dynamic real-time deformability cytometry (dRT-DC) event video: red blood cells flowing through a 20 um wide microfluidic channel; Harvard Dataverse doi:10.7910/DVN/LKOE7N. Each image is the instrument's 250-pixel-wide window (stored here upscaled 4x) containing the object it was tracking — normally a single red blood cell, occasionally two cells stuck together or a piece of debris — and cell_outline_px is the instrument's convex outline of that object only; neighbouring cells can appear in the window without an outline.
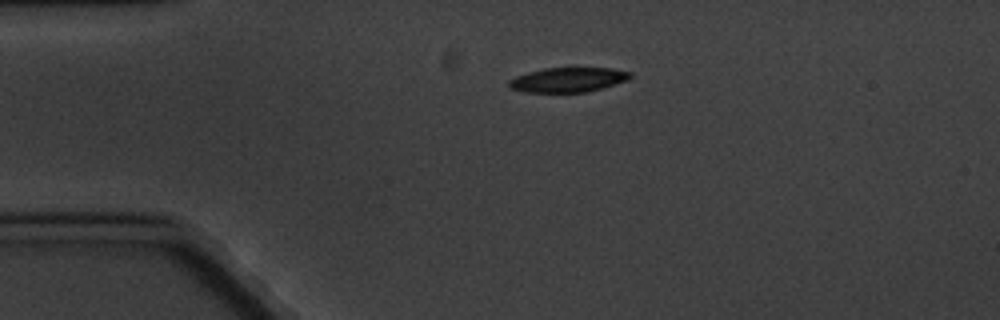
{"species": "common noctule bat (a hibernating species)", "species_latin": "Nyctalus noctula", "temperature_condition": "cold", "stored_images_in_passage": 5, "camera_frame_rate_fps": 3000, "um_per_image_px": 0.085, "animal": {"sex": "male", "body_mass_g": 20.1, "forearm_length_mm": 53.5}, "frame": {"image": 1, "passage_image": 1, "time_ms": 0.0, "image_size_px": [1000, 320], "cell_outline_px": [[632, 76], [628, 80], [600, 88], [584, 92], [524, 92], [512, 88], [508, 84], [508, 80], [516, 76], [528, 72], [544, 68], [608, 68], [632, 72]], "centroid_in_image_um": [48.27, 6.77], "position_along_channel_um": 36.7, "area_um2": 17.22}}
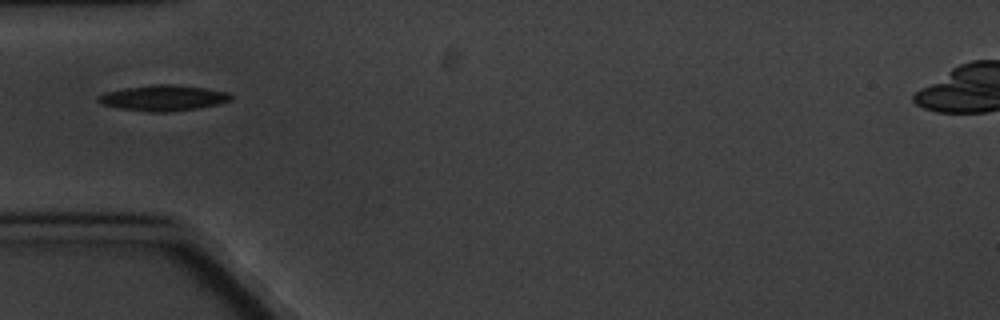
{"frame": {"image": 2, "passage_image": 2, "time_ms": 2.0, "image_size_px": [1000, 320], "cell_outline_px": [[232, 100], [216, 104], [196, 108], [168, 112], [148, 112], [120, 108], [100, 104], [96, 100], [96, 96], [108, 92], [124, 88], [156, 84], [176, 84], [208, 88], [228, 92], [232, 96]], "centroid_in_image_um": [13.87, 8.32], "position_along_channel_um": 71.1, "area_um2": 19.88}}